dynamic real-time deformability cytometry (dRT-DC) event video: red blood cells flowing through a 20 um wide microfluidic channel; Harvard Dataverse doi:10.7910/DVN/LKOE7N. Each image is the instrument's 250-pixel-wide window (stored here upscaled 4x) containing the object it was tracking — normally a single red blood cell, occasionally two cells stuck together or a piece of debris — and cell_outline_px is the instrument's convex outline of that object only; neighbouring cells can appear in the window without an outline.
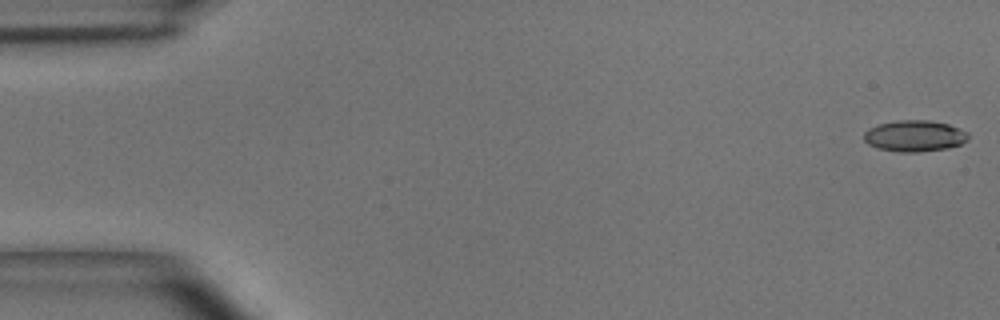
{"species": "common noctule bat (a hibernating species)", "species_latin": "Nyctalus noctula", "temperature_condition": "room temperature", "stored_images_in_passage": 49, "camera_frame_rate_fps": 3000, "um_per_image_px": 0.085, "animal": {"sex": "male", "body_mass_g": 15.6}, "frame": {"image": 1, "passage_image": 1, "time_ms": 0.0, "image_size_px": [1000, 320], "cell_outline_px": [[968, 140], [960, 144], [948, 148], [916, 152], [900, 152], [876, 148], [868, 144], [864, 140], [864, 132], [868, 128], [880, 124], [896, 120], [932, 120], [948, 124], [960, 128], [968, 132]], "centroid_in_image_um": [77.74, 11.55], "position_along_channel_um": 7.3, "area_um2": 19.13}}
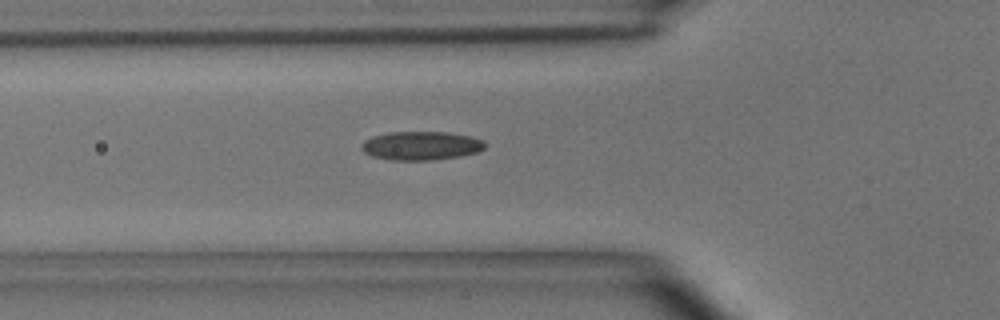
{"frame": {"image": 2, "passage_image": 17, "time_ms": 5.333, "image_size_px": [1000, 320], "cell_outline_px": [[488, 144], [484, 148], [476, 152], [460, 156], [432, 160], [388, 160], [372, 156], [364, 152], [360, 148], [360, 144], [364, 140], [372, 136], [388, 132], [448, 132], [472, 136], [484, 140]], "centroid_in_image_um": [35.78, 12.38], "position_along_channel_um": 90.0, "area_um2": 20.92}}
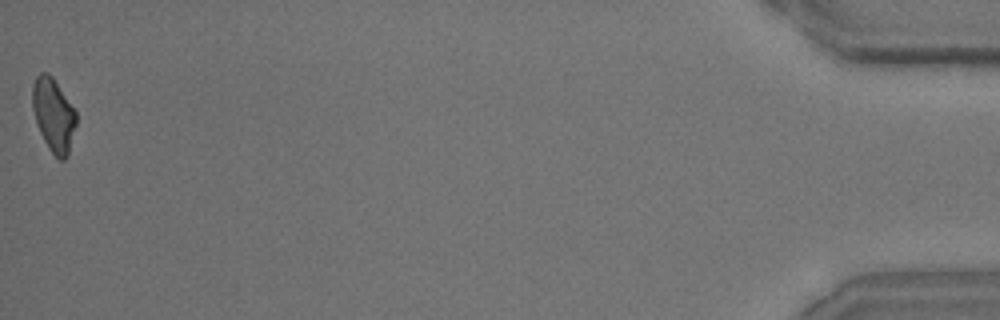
{"frame": {"image": 3, "passage_image": 49, "time_ms": 16.0, "image_size_px": [1000, 320], "cell_outline_px": [[76, 124], [68, 156], [64, 160], [60, 160], [48, 148], [40, 132], [32, 108], [32, 84], [36, 76], [40, 72], [48, 72], [52, 76], [76, 112]], "centroid_in_image_um": [4.54, 9.76], "position_along_channel_um": 430.7, "area_um2": 18.61}, "authors_computed_cell_mechanics": {"area_um2": 19.1896, "velocity_mm_per_s": 4.0721, "shape_relaxation_time_tau1_ms": 8.7789, "shape_relaxation_time_tau2_ms": 3.8228, "deformation_change_tau1": 0.1852, "deformation_change_tau2": 0.1057}}